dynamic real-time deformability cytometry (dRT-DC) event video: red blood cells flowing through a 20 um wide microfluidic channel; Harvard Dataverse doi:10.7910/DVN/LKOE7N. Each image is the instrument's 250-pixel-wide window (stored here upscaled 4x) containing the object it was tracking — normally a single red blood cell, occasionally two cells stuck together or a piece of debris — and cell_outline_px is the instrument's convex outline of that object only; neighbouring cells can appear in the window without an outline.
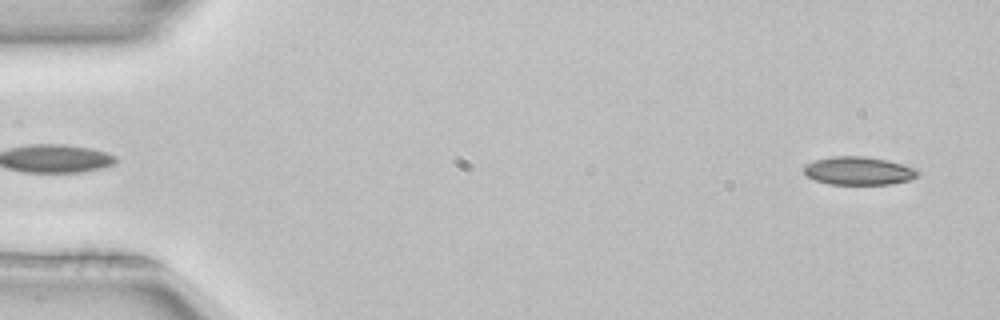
{"species": "common noctule bat (a hibernating species)", "species_latin": "Nyctalus noctula", "temperature_condition": "room temperature", "stored_images_in_passage": 7, "camera_frame_rate_fps": 3000, "um_per_image_px": 0.085, "animal": {"sex": "female", "body_mass_g": 22.7, "forearm_length_mm": 54.2}, "frame": {"image": 1, "passage_image": 2, "time_ms": 0.333, "image_size_px": [1000, 320], "cell_outline_px": [[920, 172], [912, 180], [892, 184], [828, 184], [816, 180], [808, 176], [804, 172], [804, 164], [816, 160], [832, 156], [864, 156], [888, 160], [912, 168]], "centroid_in_image_um": [72.97, 14.52], "position_along_channel_um": 12.0, "area_um2": 18.61}}